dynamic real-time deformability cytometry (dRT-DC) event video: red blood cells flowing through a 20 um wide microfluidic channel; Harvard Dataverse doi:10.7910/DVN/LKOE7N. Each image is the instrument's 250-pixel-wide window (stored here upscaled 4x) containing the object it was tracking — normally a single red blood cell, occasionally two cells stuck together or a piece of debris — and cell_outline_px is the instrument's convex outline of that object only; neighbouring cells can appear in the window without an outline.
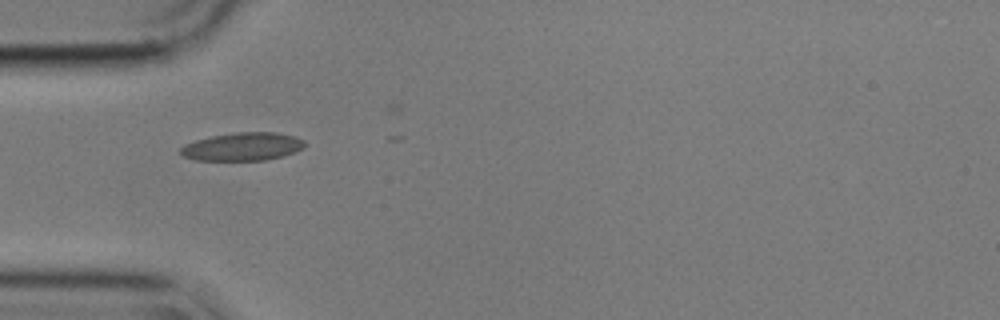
{"species": "common noctule bat (a hibernating species)", "species_latin": "Nyctalus noctula", "temperature_condition": "cold", "stored_images_in_passage": 2, "camera_frame_rate_fps": 3000, "um_per_image_px": 0.085, "animal": {"sex": "male", "body_mass_g": 17.9}, "frame": {"image": 1, "passage_image": 1, "time_ms": 0.0, "image_size_px": [1000, 320], "cell_outline_px": [[304, 148], [280, 156], [264, 160], [196, 160], [184, 156], [180, 152], [180, 148], [184, 144], [196, 140], [212, 136], [236, 132], [276, 132], [296, 136], [304, 140]], "centroid_in_image_um": [20.61, 12.45], "position_along_channel_um": 64.4, "area_um2": 20.17}}